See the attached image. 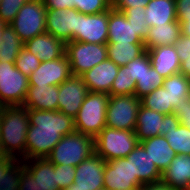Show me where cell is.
Masks as SVG:
<instances>
[{
    "label": "cell",
    "mask_w": 190,
    "mask_h": 190,
    "mask_svg": "<svg viewBox=\"0 0 190 190\" xmlns=\"http://www.w3.org/2000/svg\"><path fill=\"white\" fill-rule=\"evenodd\" d=\"M27 110L26 160L46 158L63 136L75 131L74 119L58 110Z\"/></svg>",
    "instance_id": "1"
},
{
    "label": "cell",
    "mask_w": 190,
    "mask_h": 190,
    "mask_svg": "<svg viewBox=\"0 0 190 190\" xmlns=\"http://www.w3.org/2000/svg\"><path fill=\"white\" fill-rule=\"evenodd\" d=\"M29 124L28 110L25 107H0L1 148L6 156L26 160V134Z\"/></svg>",
    "instance_id": "2"
},
{
    "label": "cell",
    "mask_w": 190,
    "mask_h": 190,
    "mask_svg": "<svg viewBox=\"0 0 190 190\" xmlns=\"http://www.w3.org/2000/svg\"><path fill=\"white\" fill-rule=\"evenodd\" d=\"M95 153V138L74 131L62 137L46 157L53 165L78 166Z\"/></svg>",
    "instance_id": "3"
},
{
    "label": "cell",
    "mask_w": 190,
    "mask_h": 190,
    "mask_svg": "<svg viewBox=\"0 0 190 190\" xmlns=\"http://www.w3.org/2000/svg\"><path fill=\"white\" fill-rule=\"evenodd\" d=\"M110 95L88 92L76 117L75 130L95 138L106 126V112Z\"/></svg>",
    "instance_id": "4"
},
{
    "label": "cell",
    "mask_w": 190,
    "mask_h": 190,
    "mask_svg": "<svg viewBox=\"0 0 190 190\" xmlns=\"http://www.w3.org/2000/svg\"><path fill=\"white\" fill-rule=\"evenodd\" d=\"M138 143L135 131L105 126L95 137V153L105 161L126 158Z\"/></svg>",
    "instance_id": "5"
},
{
    "label": "cell",
    "mask_w": 190,
    "mask_h": 190,
    "mask_svg": "<svg viewBox=\"0 0 190 190\" xmlns=\"http://www.w3.org/2000/svg\"><path fill=\"white\" fill-rule=\"evenodd\" d=\"M46 10L42 0H28L19 9L10 26L24 43L46 32Z\"/></svg>",
    "instance_id": "6"
},
{
    "label": "cell",
    "mask_w": 190,
    "mask_h": 190,
    "mask_svg": "<svg viewBox=\"0 0 190 190\" xmlns=\"http://www.w3.org/2000/svg\"><path fill=\"white\" fill-rule=\"evenodd\" d=\"M29 88V77L14 63L0 62V107L22 106Z\"/></svg>",
    "instance_id": "7"
},
{
    "label": "cell",
    "mask_w": 190,
    "mask_h": 190,
    "mask_svg": "<svg viewBox=\"0 0 190 190\" xmlns=\"http://www.w3.org/2000/svg\"><path fill=\"white\" fill-rule=\"evenodd\" d=\"M65 54L70 63L72 75L81 76L108 58L107 44L79 41L66 42Z\"/></svg>",
    "instance_id": "8"
},
{
    "label": "cell",
    "mask_w": 190,
    "mask_h": 190,
    "mask_svg": "<svg viewBox=\"0 0 190 190\" xmlns=\"http://www.w3.org/2000/svg\"><path fill=\"white\" fill-rule=\"evenodd\" d=\"M140 105L141 99L136 95H110L106 112V126L135 131Z\"/></svg>",
    "instance_id": "9"
},
{
    "label": "cell",
    "mask_w": 190,
    "mask_h": 190,
    "mask_svg": "<svg viewBox=\"0 0 190 190\" xmlns=\"http://www.w3.org/2000/svg\"><path fill=\"white\" fill-rule=\"evenodd\" d=\"M109 10L86 15L77 14L76 39L74 41L107 44L108 41Z\"/></svg>",
    "instance_id": "10"
},
{
    "label": "cell",
    "mask_w": 190,
    "mask_h": 190,
    "mask_svg": "<svg viewBox=\"0 0 190 190\" xmlns=\"http://www.w3.org/2000/svg\"><path fill=\"white\" fill-rule=\"evenodd\" d=\"M143 184L133 177L131 160L118 158L106 161L104 170V190H138Z\"/></svg>",
    "instance_id": "11"
},
{
    "label": "cell",
    "mask_w": 190,
    "mask_h": 190,
    "mask_svg": "<svg viewBox=\"0 0 190 190\" xmlns=\"http://www.w3.org/2000/svg\"><path fill=\"white\" fill-rule=\"evenodd\" d=\"M88 92L82 77L71 75L59 85L58 111L74 119Z\"/></svg>",
    "instance_id": "12"
},
{
    "label": "cell",
    "mask_w": 190,
    "mask_h": 190,
    "mask_svg": "<svg viewBox=\"0 0 190 190\" xmlns=\"http://www.w3.org/2000/svg\"><path fill=\"white\" fill-rule=\"evenodd\" d=\"M106 161L96 153L75 167L74 183L81 190H104Z\"/></svg>",
    "instance_id": "13"
},
{
    "label": "cell",
    "mask_w": 190,
    "mask_h": 190,
    "mask_svg": "<svg viewBox=\"0 0 190 190\" xmlns=\"http://www.w3.org/2000/svg\"><path fill=\"white\" fill-rule=\"evenodd\" d=\"M72 75L67 55L52 60L42 61L29 76V85L59 86Z\"/></svg>",
    "instance_id": "14"
},
{
    "label": "cell",
    "mask_w": 190,
    "mask_h": 190,
    "mask_svg": "<svg viewBox=\"0 0 190 190\" xmlns=\"http://www.w3.org/2000/svg\"><path fill=\"white\" fill-rule=\"evenodd\" d=\"M78 10L47 9L46 32L63 40L65 43L76 39V24Z\"/></svg>",
    "instance_id": "15"
},
{
    "label": "cell",
    "mask_w": 190,
    "mask_h": 190,
    "mask_svg": "<svg viewBox=\"0 0 190 190\" xmlns=\"http://www.w3.org/2000/svg\"><path fill=\"white\" fill-rule=\"evenodd\" d=\"M172 119V116H167L140 105L135 126L138 142L158 135H164Z\"/></svg>",
    "instance_id": "16"
},
{
    "label": "cell",
    "mask_w": 190,
    "mask_h": 190,
    "mask_svg": "<svg viewBox=\"0 0 190 190\" xmlns=\"http://www.w3.org/2000/svg\"><path fill=\"white\" fill-rule=\"evenodd\" d=\"M119 66L109 58L81 75L89 92L107 93L118 74Z\"/></svg>",
    "instance_id": "17"
},
{
    "label": "cell",
    "mask_w": 190,
    "mask_h": 190,
    "mask_svg": "<svg viewBox=\"0 0 190 190\" xmlns=\"http://www.w3.org/2000/svg\"><path fill=\"white\" fill-rule=\"evenodd\" d=\"M24 47L41 62L58 59L64 56L66 51V43L47 32L27 40Z\"/></svg>",
    "instance_id": "18"
},
{
    "label": "cell",
    "mask_w": 190,
    "mask_h": 190,
    "mask_svg": "<svg viewBox=\"0 0 190 190\" xmlns=\"http://www.w3.org/2000/svg\"><path fill=\"white\" fill-rule=\"evenodd\" d=\"M144 43L139 31L128 22L126 16L112 8L109 9L107 43Z\"/></svg>",
    "instance_id": "19"
},
{
    "label": "cell",
    "mask_w": 190,
    "mask_h": 190,
    "mask_svg": "<svg viewBox=\"0 0 190 190\" xmlns=\"http://www.w3.org/2000/svg\"><path fill=\"white\" fill-rule=\"evenodd\" d=\"M126 158L131 160L133 177H137L142 184L161 180L162 173L139 143Z\"/></svg>",
    "instance_id": "20"
},
{
    "label": "cell",
    "mask_w": 190,
    "mask_h": 190,
    "mask_svg": "<svg viewBox=\"0 0 190 190\" xmlns=\"http://www.w3.org/2000/svg\"><path fill=\"white\" fill-rule=\"evenodd\" d=\"M151 66L167 78L180 72V61L174 45L159 46L147 50Z\"/></svg>",
    "instance_id": "21"
},
{
    "label": "cell",
    "mask_w": 190,
    "mask_h": 190,
    "mask_svg": "<svg viewBox=\"0 0 190 190\" xmlns=\"http://www.w3.org/2000/svg\"><path fill=\"white\" fill-rule=\"evenodd\" d=\"M59 86L29 85L23 107L35 110H58Z\"/></svg>",
    "instance_id": "22"
},
{
    "label": "cell",
    "mask_w": 190,
    "mask_h": 190,
    "mask_svg": "<svg viewBox=\"0 0 190 190\" xmlns=\"http://www.w3.org/2000/svg\"><path fill=\"white\" fill-rule=\"evenodd\" d=\"M161 179L174 189L190 190V155L177 154Z\"/></svg>",
    "instance_id": "23"
},
{
    "label": "cell",
    "mask_w": 190,
    "mask_h": 190,
    "mask_svg": "<svg viewBox=\"0 0 190 190\" xmlns=\"http://www.w3.org/2000/svg\"><path fill=\"white\" fill-rule=\"evenodd\" d=\"M139 144L145 149L161 173L169 167V164L177 155L164 135L145 139L139 142Z\"/></svg>",
    "instance_id": "24"
},
{
    "label": "cell",
    "mask_w": 190,
    "mask_h": 190,
    "mask_svg": "<svg viewBox=\"0 0 190 190\" xmlns=\"http://www.w3.org/2000/svg\"><path fill=\"white\" fill-rule=\"evenodd\" d=\"M181 35V28L178 21L154 25L148 28L144 40L145 50L159 46L174 45Z\"/></svg>",
    "instance_id": "25"
},
{
    "label": "cell",
    "mask_w": 190,
    "mask_h": 190,
    "mask_svg": "<svg viewBox=\"0 0 190 190\" xmlns=\"http://www.w3.org/2000/svg\"><path fill=\"white\" fill-rule=\"evenodd\" d=\"M24 167L34 176L43 190H60L57 186V172L47 158H34L24 161Z\"/></svg>",
    "instance_id": "26"
},
{
    "label": "cell",
    "mask_w": 190,
    "mask_h": 190,
    "mask_svg": "<svg viewBox=\"0 0 190 190\" xmlns=\"http://www.w3.org/2000/svg\"><path fill=\"white\" fill-rule=\"evenodd\" d=\"M145 12L148 27L178 21L175 0H150Z\"/></svg>",
    "instance_id": "27"
},
{
    "label": "cell",
    "mask_w": 190,
    "mask_h": 190,
    "mask_svg": "<svg viewBox=\"0 0 190 190\" xmlns=\"http://www.w3.org/2000/svg\"><path fill=\"white\" fill-rule=\"evenodd\" d=\"M145 51L144 43H107L108 58L119 67L138 58Z\"/></svg>",
    "instance_id": "28"
},
{
    "label": "cell",
    "mask_w": 190,
    "mask_h": 190,
    "mask_svg": "<svg viewBox=\"0 0 190 190\" xmlns=\"http://www.w3.org/2000/svg\"><path fill=\"white\" fill-rule=\"evenodd\" d=\"M164 137L176 154L190 155V130L179 121H170Z\"/></svg>",
    "instance_id": "29"
},
{
    "label": "cell",
    "mask_w": 190,
    "mask_h": 190,
    "mask_svg": "<svg viewBox=\"0 0 190 190\" xmlns=\"http://www.w3.org/2000/svg\"><path fill=\"white\" fill-rule=\"evenodd\" d=\"M24 47V42L10 25H6L0 44V62L15 63L18 54Z\"/></svg>",
    "instance_id": "30"
},
{
    "label": "cell",
    "mask_w": 190,
    "mask_h": 190,
    "mask_svg": "<svg viewBox=\"0 0 190 190\" xmlns=\"http://www.w3.org/2000/svg\"><path fill=\"white\" fill-rule=\"evenodd\" d=\"M141 105L156 112L173 117L174 107L171 96L164 87L156 88L150 94L141 98Z\"/></svg>",
    "instance_id": "31"
},
{
    "label": "cell",
    "mask_w": 190,
    "mask_h": 190,
    "mask_svg": "<svg viewBox=\"0 0 190 190\" xmlns=\"http://www.w3.org/2000/svg\"><path fill=\"white\" fill-rule=\"evenodd\" d=\"M163 87L168 90L174 108L180 99L190 97V78L180 72L164 78Z\"/></svg>",
    "instance_id": "32"
},
{
    "label": "cell",
    "mask_w": 190,
    "mask_h": 190,
    "mask_svg": "<svg viewBox=\"0 0 190 190\" xmlns=\"http://www.w3.org/2000/svg\"><path fill=\"white\" fill-rule=\"evenodd\" d=\"M164 78L153 68H145L144 74L136 83L135 95L141 99L156 88L163 87Z\"/></svg>",
    "instance_id": "33"
},
{
    "label": "cell",
    "mask_w": 190,
    "mask_h": 190,
    "mask_svg": "<svg viewBox=\"0 0 190 190\" xmlns=\"http://www.w3.org/2000/svg\"><path fill=\"white\" fill-rule=\"evenodd\" d=\"M23 160H15L2 174L0 190H19L21 174L24 169Z\"/></svg>",
    "instance_id": "34"
},
{
    "label": "cell",
    "mask_w": 190,
    "mask_h": 190,
    "mask_svg": "<svg viewBox=\"0 0 190 190\" xmlns=\"http://www.w3.org/2000/svg\"><path fill=\"white\" fill-rule=\"evenodd\" d=\"M136 83L127 73V66L119 67L118 74L113 81L110 95H135Z\"/></svg>",
    "instance_id": "35"
},
{
    "label": "cell",
    "mask_w": 190,
    "mask_h": 190,
    "mask_svg": "<svg viewBox=\"0 0 190 190\" xmlns=\"http://www.w3.org/2000/svg\"><path fill=\"white\" fill-rule=\"evenodd\" d=\"M122 13L126 16L128 22L139 31V37L144 41L149 28L145 20V7L127 8Z\"/></svg>",
    "instance_id": "36"
},
{
    "label": "cell",
    "mask_w": 190,
    "mask_h": 190,
    "mask_svg": "<svg viewBox=\"0 0 190 190\" xmlns=\"http://www.w3.org/2000/svg\"><path fill=\"white\" fill-rule=\"evenodd\" d=\"M15 67L29 77L41 64V61L25 47L22 48L15 60Z\"/></svg>",
    "instance_id": "37"
},
{
    "label": "cell",
    "mask_w": 190,
    "mask_h": 190,
    "mask_svg": "<svg viewBox=\"0 0 190 190\" xmlns=\"http://www.w3.org/2000/svg\"><path fill=\"white\" fill-rule=\"evenodd\" d=\"M74 8L86 15L99 14L111 8V0H74Z\"/></svg>",
    "instance_id": "38"
},
{
    "label": "cell",
    "mask_w": 190,
    "mask_h": 190,
    "mask_svg": "<svg viewBox=\"0 0 190 190\" xmlns=\"http://www.w3.org/2000/svg\"><path fill=\"white\" fill-rule=\"evenodd\" d=\"M127 66V73L131 76V79L137 83L141 76L144 74L145 68H151V62L147 51H145L138 58L130 61Z\"/></svg>",
    "instance_id": "39"
},
{
    "label": "cell",
    "mask_w": 190,
    "mask_h": 190,
    "mask_svg": "<svg viewBox=\"0 0 190 190\" xmlns=\"http://www.w3.org/2000/svg\"><path fill=\"white\" fill-rule=\"evenodd\" d=\"M28 0H1L0 1V19L7 25H10L16 17L19 9Z\"/></svg>",
    "instance_id": "40"
},
{
    "label": "cell",
    "mask_w": 190,
    "mask_h": 190,
    "mask_svg": "<svg viewBox=\"0 0 190 190\" xmlns=\"http://www.w3.org/2000/svg\"><path fill=\"white\" fill-rule=\"evenodd\" d=\"M181 34L190 37V0H175Z\"/></svg>",
    "instance_id": "41"
},
{
    "label": "cell",
    "mask_w": 190,
    "mask_h": 190,
    "mask_svg": "<svg viewBox=\"0 0 190 190\" xmlns=\"http://www.w3.org/2000/svg\"><path fill=\"white\" fill-rule=\"evenodd\" d=\"M55 172H57V186L60 190L66 189L74 183L75 166L55 165Z\"/></svg>",
    "instance_id": "42"
},
{
    "label": "cell",
    "mask_w": 190,
    "mask_h": 190,
    "mask_svg": "<svg viewBox=\"0 0 190 190\" xmlns=\"http://www.w3.org/2000/svg\"><path fill=\"white\" fill-rule=\"evenodd\" d=\"M173 119L190 130V97L180 99L173 112Z\"/></svg>",
    "instance_id": "43"
},
{
    "label": "cell",
    "mask_w": 190,
    "mask_h": 190,
    "mask_svg": "<svg viewBox=\"0 0 190 190\" xmlns=\"http://www.w3.org/2000/svg\"><path fill=\"white\" fill-rule=\"evenodd\" d=\"M150 0H111V8L123 12L127 8L146 7Z\"/></svg>",
    "instance_id": "44"
},
{
    "label": "cell",
    "mask_w": 190,
    "mask_h": 190,
    "mask_svg": "<svg viewBox=\"0 0 190 190\" xmlns=\"http://www.w3.org/2000/svg\"><path fill=\"white\" fill-rule=\"evenodd\" d=\"M19 190H43V189L35 181L34 176L26 168H24L21 174Z\"/></svg>",
    "instance_id": "45"
},
{
    "label": "cell",
    "mask_w": 190,
    "mask_h": 190,
    "mask_svg": "<svg viewBox=\"0 0 190 190\" xmlns=\"http://www.w3.org/2000/svg\"><path fill=\"white\" fill-rule=\"evenodd\" d=\"M47 9H73L74 0H42Z\"/></svg>",
    "instance_id": "46"
},
{
    "label": "cell",
    "mask_w": 190,
    "mask_h": 190,
    "mask_svg": "<svg viewBox=\"0 0 190 190\" xmlns=\"http://www.w3.org/2000/svg\"><path fill=\"white\" fill-rule=\"evenodd\" d=\"M178 56H189L190 55V37L180 35L179 39L174 44Z\"/></svg>",
    "instance_id": "47"
},
{
    "label": "cell",
    "mask_w": 190,
    "mask_h": 190,
    "mask_svg": "<svg viewBox=\"0 0 190 190\" xmlns=\"http://www.w3.org/2000/svg\"><path fill=\"white\" fill-rule=\"evenodd\" d=\"M138 190H177L174 189L171 185H168L166 182H164L162 179L143 184Z\"/></svg>",
    "instance_id": "48"
},
{
    "label": "cell",
    "mask_w": 190,
    "mask_h": 190,
    "mask_svg": "<svg viewBox=\"0 0 190 190\" xmlns=\"http://www.w3.org/2000/svg\"><path fill=\"white\" fill-rule=\"evenodd\" d=\"M178 57L180 61V73L190 78V55Z\"/></svg>",
    "instance_id": "49"
},
{
    "label": "cell",
    "mask_w": 190,
    "mask_h": 190,
    "mask_svg": "<svg viewBox=\"0 0 190 190\" xmlns=\"http://www.w3.org/2000/svg\"><path fill=\"white\" fill-rule=\"evenodd\" d=\"M16 159L6 156L1 162H0V182L2 180V174L3 172L15 161Z\"/></svg>",
    "instance_id": "50"
},
{
    "label": "cell",
    "mask_w": 190,
    "mask_h": 190,
    "mask_svg": "<svg viewBox=\"0 0 190 190\" xmlns=\"http://www.w3.org/2000/svg\"><path fill=\"white\" fill-rule=\"evenodd\" d=\"M7 24H5L1 19H0V44L2 42V33L3 29L6 27Z\"/></svg>",
    "instance_id": "51"
},
{
    "label": "cell",
    "mask_w": 190,
    "mask_h": 190,
    "mask_svg": "<svg viewBox=\"0 0 190 190\" xmlns=\"http://www.w3.org/2000/svg\"><path fill=\"white\" fill-rule=\"evenodd\" d=\"M63 190H81L79 188H76V184L72 183L69 187H67L66 189Z\"/></svg>",
    "instance_id": "52"
},
{
    "label": "cell",
    "mask_w": 190,
    "mask_h": 190,
    "mask_svg": "<svg viewBox=\"0 0 190 190\" xmlns=\"http://www.w3.org/2000/svg\"><path fill=\"white\" fill-rule=\"evenodd\" d=\"M6 157V155L4 154L2 148H0V162Z\"/></svg>",
    "instance_id": "53"
}]
</instances>
